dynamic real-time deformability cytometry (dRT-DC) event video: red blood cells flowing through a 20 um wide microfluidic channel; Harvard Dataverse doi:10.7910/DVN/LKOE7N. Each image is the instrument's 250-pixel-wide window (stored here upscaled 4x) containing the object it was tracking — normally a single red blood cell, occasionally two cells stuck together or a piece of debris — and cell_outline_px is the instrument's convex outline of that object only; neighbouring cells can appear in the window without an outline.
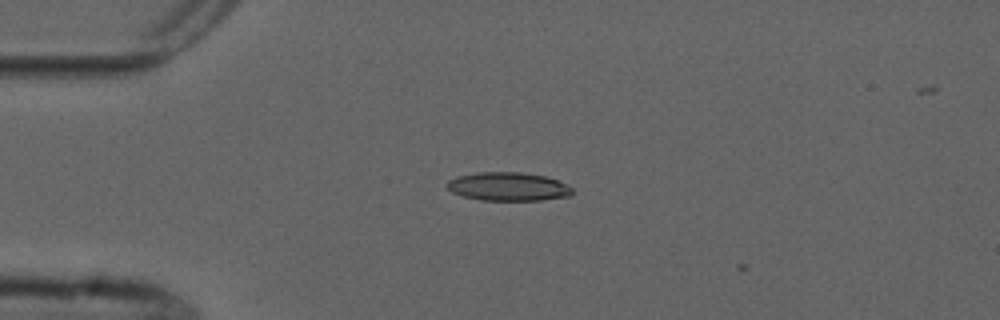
{"species": "common noctule bat (a hibernating species)", "species_latin": "Nyctalus noctula", "temperature_condition": "cold", "stored_images_in_passage": 3, "camera_frame_rate_fps": 3000, "um_per_image_px": 0.085, "animal": {"sex": "male", "forearm_length_mm": 52.5}, "frame": {"image": 1, "passage_image": 2, "time_ms": 1.333, "image_size_px": [1000, 320], "cell_outline_px": [[572, 192], [568, 196], [544, 200], [480, 200], [464, 196], [452, 192], [448, 188], [448, 180], [456, 176], [476, 172], [520, 172], [544, 176], [556, 180], [572, 188]], "centroid_in_image_um": [43.16, 15.85], "position_along_channel_um": 41.8, "area_um2": 20.63}}